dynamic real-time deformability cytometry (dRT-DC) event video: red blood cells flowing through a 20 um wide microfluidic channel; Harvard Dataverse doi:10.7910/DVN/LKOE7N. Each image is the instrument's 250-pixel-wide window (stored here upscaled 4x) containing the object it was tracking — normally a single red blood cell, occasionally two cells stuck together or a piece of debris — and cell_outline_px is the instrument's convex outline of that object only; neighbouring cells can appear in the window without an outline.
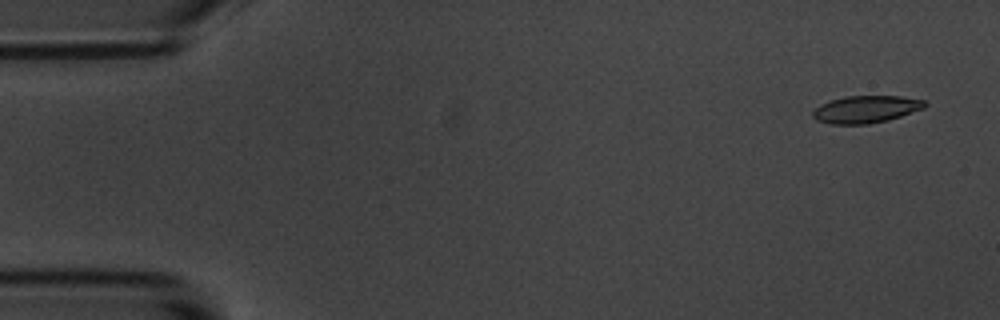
{"species": "common noctule bat (a hibernating species)", "species_latin": "Nyctalus noctula", "temperature_condition": "room temperature", "stored_images_in_passage": 5, "segment_of_instrument_passage": [1, 2], "camera_frame_rate_fps": 3000, "um_per_image_px": 0.085, "animal": {"sex": "male", "body_mass_g": 20.1, "forearm_length_mm": 53.5}, "frame": {"image": 1, "passage_image": 1, "time_ms": 0.0, "image_size_px": [1000, 320], "cell_outline_px": [[928, 104], [924, 108], [888, 120], [868, 124], [828, 124], [816, 120], [812, 116], [812, 112], [820, 104], [844, 96], [900, 96], [924, 100]], "centroid_in_image_um": [73.59, 9.29], "position_along_channel_um": 11.4, "area_um2": 17.8}}
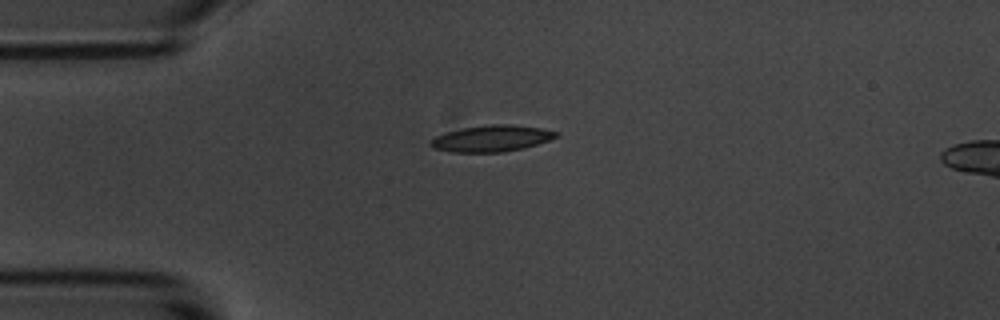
{"frame": {"image": 2, "passage_image": 4, "time_ms": 3.667, "image_size_px": [1000, 320], "cell_outline_px": [[560, 132], [556, 136], [548, 140], [524, 148], [504, 152], [452, 152], [432, 148], [428, 144], [436, 136], [448, 132], [464, 128], [492, 124], [508, 124], [540, 128]], "centroid_in_image_um": [41.77, 11.78], "position_along_channel_um": 43.2, "area_um2": 19.02}}